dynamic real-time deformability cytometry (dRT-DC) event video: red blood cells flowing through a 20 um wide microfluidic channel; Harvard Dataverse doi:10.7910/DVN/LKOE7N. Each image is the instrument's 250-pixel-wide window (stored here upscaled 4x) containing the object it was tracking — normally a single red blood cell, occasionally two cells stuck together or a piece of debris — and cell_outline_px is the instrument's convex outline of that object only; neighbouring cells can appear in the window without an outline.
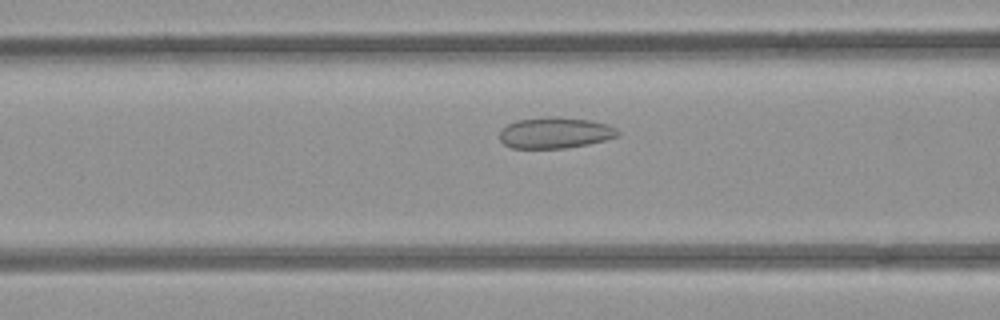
{"species": "common noctule bat (a hibernating species)", "species_latin": "Nyctalus noctula", "temperature_condition": "room temperature", "stored_images_in_passage": 38, "camera_frame_rate_fps": 3000, "um_per_image_px": 0.085, "animal": {"sex": "female", "body_mass_g": 21.9}, "frame": {"image": 1, "passage_image": 5, "time_ms": 1.333, "image_size_px": [1000, 320], "cell_outline_px": [[620, 136], [588, 144], [568, 148], [512, 148], [504, 144], [500, 140], [500, 132], [508, 124], [516, 120], [544, 116], [556, 116], [592, 120], [608, 124], [616, 128], [620, 132]], "centroid_in_image_um": [47.21, 11.27], "position_along_channel_um": 119.4, "area_um2": 21.68}}
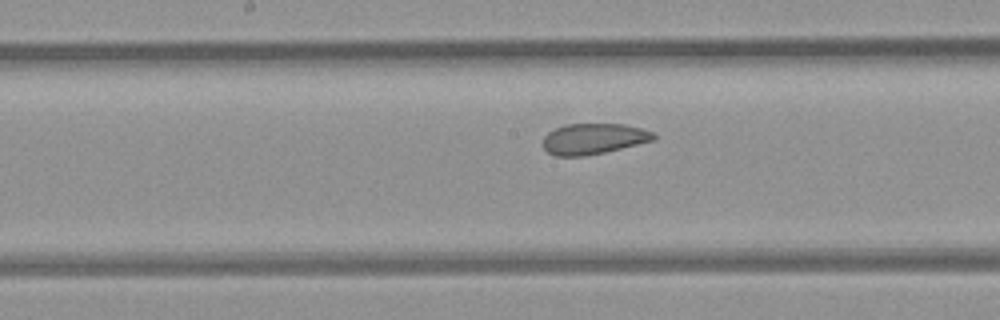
{"frame": {"image": 2, "passage_image": 11, "time_ms": 3.333, "image_size_px": [1000, 320], "cell_outline_px": [[656, 140], [604, 152], [584, 156], [556, 156], [548, 152], [544, 148], [544, 136], [548, 132], [564, 124], [624, 124], [644, 128], [656, 132]], "centroid_in_image_um": [50.51, 11.79], "position_along_channel_um": 197.7, "area_um2": 20.0}}
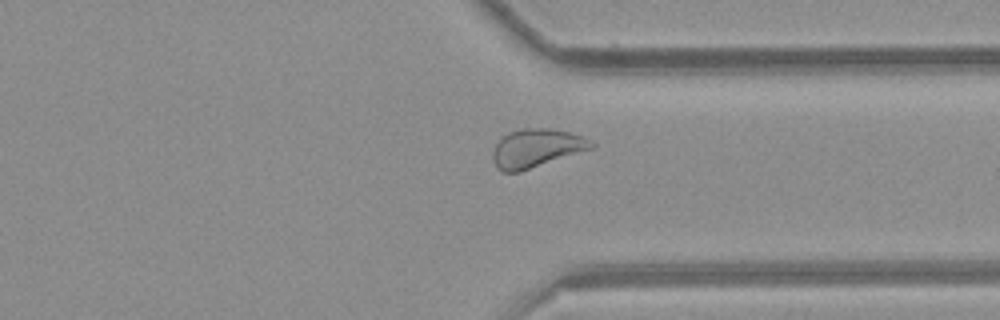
{"frame": {"image": 3, "passage_image": 24, "time_ms": 7.667, "image_size_px": [1000, 320], "cell_outline_px": [[596, 144], [592, 148], [520, 172], [504, 172], [496, 168], [492, 156], [492, 152], [500, 136], [508, 132], [524, 128], [548, 128], [568, 132], [580, 136]], "centroid_in_image_um": [45.53, 12.6], "position_along_channel_um": 365.9, "area_um2": 21.96}}